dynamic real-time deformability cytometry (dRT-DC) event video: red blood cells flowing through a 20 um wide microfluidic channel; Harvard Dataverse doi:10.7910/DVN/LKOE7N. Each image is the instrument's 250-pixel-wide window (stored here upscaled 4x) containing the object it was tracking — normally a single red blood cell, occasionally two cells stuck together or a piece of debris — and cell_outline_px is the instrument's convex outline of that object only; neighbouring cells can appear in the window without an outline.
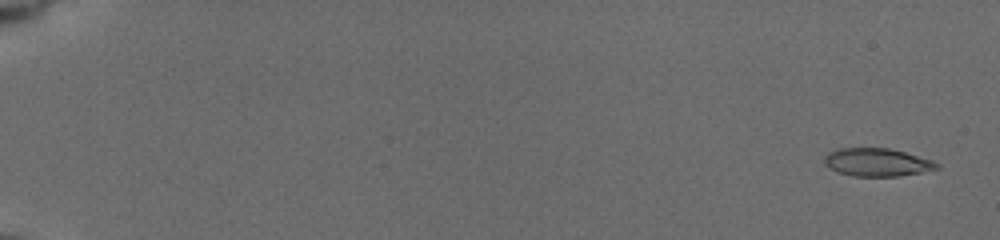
{"species": "common noctule bat (a hibernating species)", "species_latin": "Nyctalus noctula", "temperature_condition": "cold", "stored_images_in_passage": 58, "camera_frame_rate_fps": 3000, "um_per_image_px": 0.085, "animal": {"sex": "female", "body_mass_g": 19.5, "forearm_length_mm": 54.1}, "frame": {"image": 1, "passage_image": 3, "time_ms": 0.667, "image_size_px": [1000, 240], "cell_outline_px": [[940, 168], [900, 176], [852, 176], [836, 172], [828, 168], [824, 164], [824, 156], [828, 152], [840, 148], [888, 148], [904, 152], [932, 160], [940, 164]], "centroid_in_image_um": [74.51, 13.8], "position_along_channel_um": 10.5, "area_um2": 18.44}}
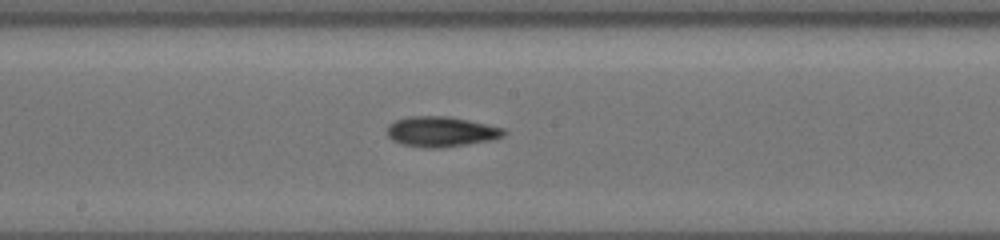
{"frame": {"image": 2, "passage_image": 34, "time_ms": 11.0, "image_size_px": [1000, 240], "cell_outline_px": [[508, 132], [504, 136], [488, 140], [440, 148], [428, 148], [404, 144], [388, 136], [388, 128], [396, 120], [412, 116], [448, 116], [468, 120], [504, 128]], "centroid_in_image_um": [37.54, 11.18], "position_along_channel_um": 210.7, "area_um2": 20.06}}
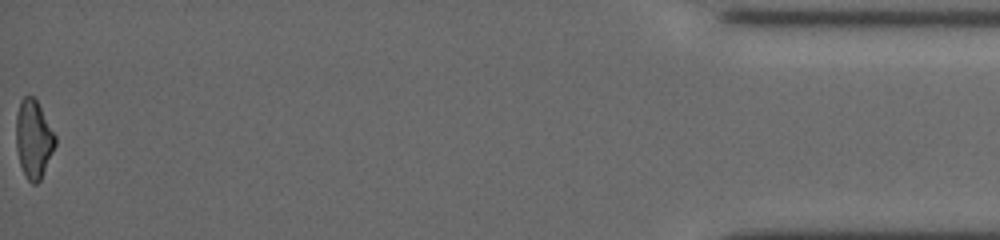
{"frame": {"image": 3, "passage_image": 58, "time_ms": 19.0, "image_size_px": [1000, 240], "cell_outline_px": [[56, 144], [40, 180], [36, 184], [32, 184], [28, 180], [20, 164], [16, 148], [16, 116], [20, 100], [24, 96], [32, 96], [36, 100], [56, 136]], "centroid_in_image_um": [2.84, 11.82], "position_along_channel_um": 432.4, "area_um2": 17.63}, "authors_computed_cell_mechanics": {"area_um2": 18.6694, "velocity_mm_per_s": 3.7748, "shape_relaxation_time_tau1_ms": 5.4785, "shape_relaxation_time_tau2_ms": null, "deformation_change_tau1": 0.1414, "deformation_change_tau2": null}}